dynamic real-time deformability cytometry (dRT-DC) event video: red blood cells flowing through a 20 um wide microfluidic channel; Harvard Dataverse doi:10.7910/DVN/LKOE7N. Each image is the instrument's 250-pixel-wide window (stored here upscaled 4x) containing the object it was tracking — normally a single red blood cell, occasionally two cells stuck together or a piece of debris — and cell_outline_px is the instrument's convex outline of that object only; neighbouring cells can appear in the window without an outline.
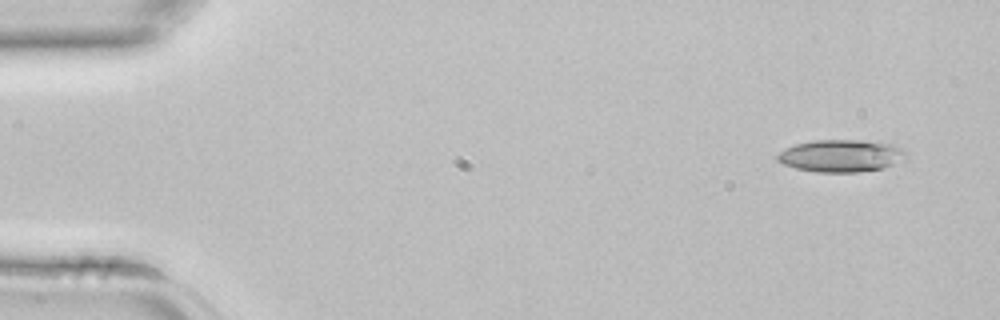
{"species": "common noctule bat (a hibernating species)", "species_latin": "Nyctalus noctula", "temperature_condition": "room temperature", "stored_images_in_passage": 3, "camera_frame_rate_fps": 3000, "um_per_image_px": 0.085, "animal": {"sex": "female", "body_mass_g": 22.7, "forearm_length_mm": 54.2}, "frame": {"image": 1, "passage_image": 1, "time_ms": 0.0, "image_size_px": [1000, 320], "cell_outline_px": [[908, 156], [884, 168], [860, 172], [816, 172], [796, 168], [784, 164], [776, 160], [776, 156], [780, 152], [796, 144], [812, 140], [860, 140], [892, 144], [908, 152]], "centroid_in_image_um": [71.49, 13.24], "position_along_channel_um": 13.5, "area_um2": 24.1}}
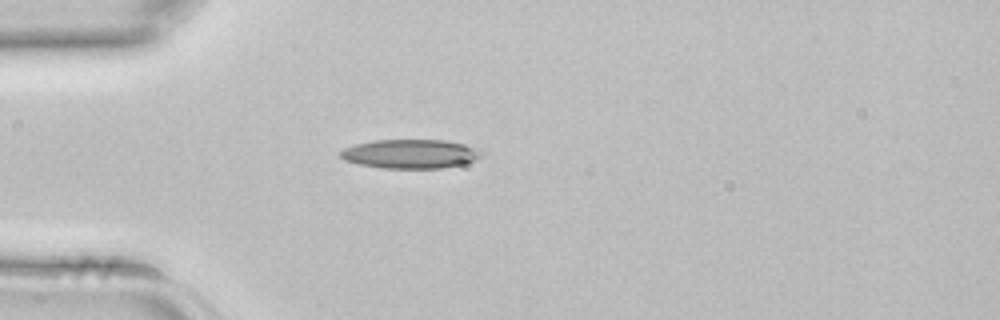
{"frame": {"image": 2, "passage_image": 3, "time_ms": 0.667, "image_size_px": [1000, 320], "cell_outline_px": [[484, 152], [476, 160], [464, 164], [444, 168], [384, 168], [360, 164], [344, 160], [340, 156], [340, 152], [344, 148], [356, 144], [376, 140], [444, 140], [464, 144], [476, 148]], "centroid_in_image_um": [34.92, 13.08], "position_along_channel_um": 50.1, "area_um2": 23.81}}